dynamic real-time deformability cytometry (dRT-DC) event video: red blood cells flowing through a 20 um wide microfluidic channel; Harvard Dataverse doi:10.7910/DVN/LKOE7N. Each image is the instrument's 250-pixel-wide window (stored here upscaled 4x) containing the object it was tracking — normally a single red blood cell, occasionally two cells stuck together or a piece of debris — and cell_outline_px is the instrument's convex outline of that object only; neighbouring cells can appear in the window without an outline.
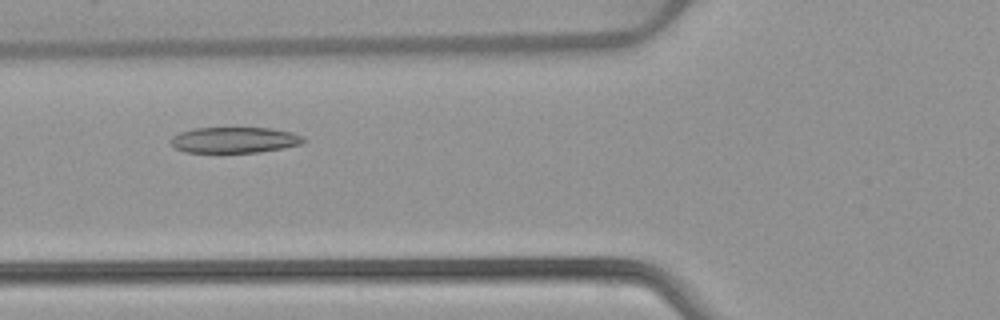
{"species": "common noctule bat (a hibernating species)", "species_latin": "Nyctalus noctula", "temperature_condition": "warm", "stored_images_in_passage": 38, "camera_frame_rate_fps": 3000, "um_per_image_px": 0.085, "animal": {"sex": "female", "body_mass_g": 22.7, "forearm_length_mm": 54.2}, "frame": {"image": 1, "passage_image": 6, "time_ms": 1.667, "image_size_px": [1000, 320], "cell_outline_px": [[308, 140], [300, 144], [284, 148], [260, 152], [184, 152], [176, 148], [172, 144], [172, 136], [180, 132], [196, 128], [272, 128], [292, 132], [304, 136]], "centroid_in_image_um": [19.99, 11.89], "position_along_channel_um": 105.8, "area_um2": 20.0}}
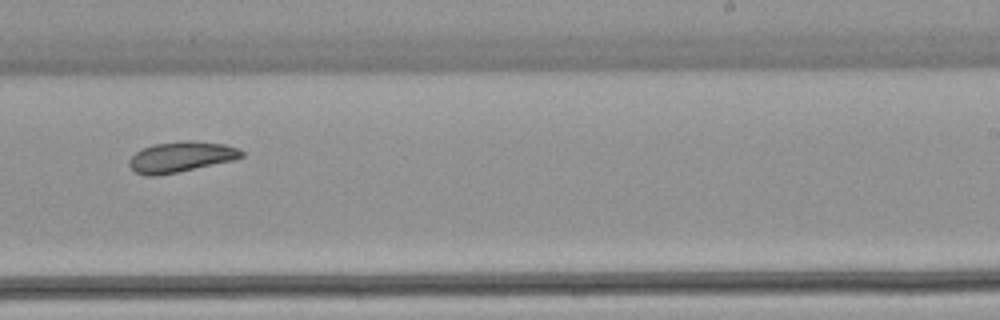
{"frame": {"image": 2, "passage_image": 19, "time_ms": 6.0, "image_size_px": [1000, 320], "cell_outline_px": [[244, 156], [236, 160], [156, 176], [144, 176], [136, 172], [128, 164], [128, 160], [140, 148], [156, 144], [180, 140], [192, 140], [224, 144], [236, 148], [244, 152]], "centroid_in_image_um": [15.38, 13.33], "position_along_channel_um": 273.6, "area_um2": 20.11}}
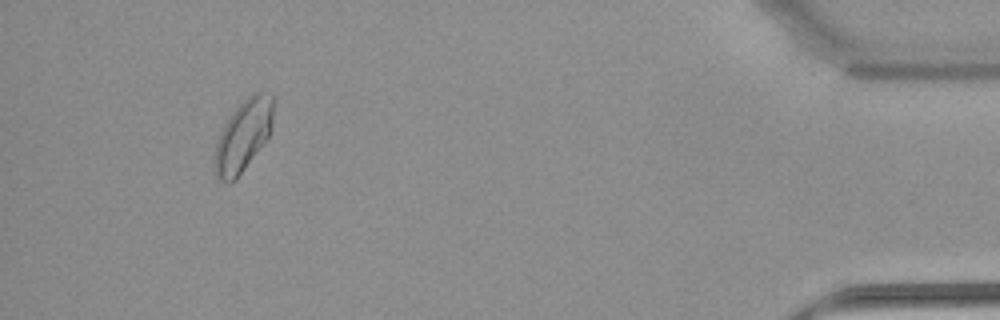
{"frame": {"image": 3, "passage_image": 35, "time_ms": 11.333, "image_size_px": [1000, 320], "cell_outline_px": [[272, 124], [268, 136], [236, 180], [228, 184], [216, 180], [212, 164], [212, 160], [216, 140], [228, 116], [252, 92], [260, 92], [272, 96]], "centroid_in_image_um": [20.58, 11.61], "position_along_channel_um": 414.6, "area_um2": 24.62}, "authors_computed_cell_mechanics": {"area_um2": 20.6057, "velocity_mm_per_s": 3.873, "shape_relaxation_time_tau1_ms": null, "shape_relaxation_time_tau2_ms": 6.4334, "deformation_change_tau1": null, "deformation_change_tau2": 0.1134}}